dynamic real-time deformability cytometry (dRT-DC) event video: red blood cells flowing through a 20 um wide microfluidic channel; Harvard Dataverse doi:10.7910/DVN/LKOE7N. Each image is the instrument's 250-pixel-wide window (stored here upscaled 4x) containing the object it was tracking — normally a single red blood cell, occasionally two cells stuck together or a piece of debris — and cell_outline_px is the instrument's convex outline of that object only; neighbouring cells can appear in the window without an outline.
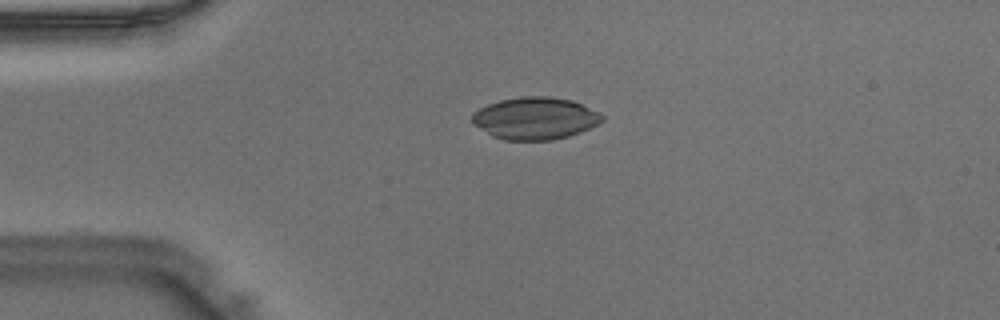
{"species": "Egyptian fruit bat (a non-hibernating species)", "species_latin": "Rousettus aegyptiacus", "temperature_condition": "warm", "stored_images_in_passage": 37, "camera_frame_rate_fps": 3000, "um_per_image_px": 0.085, "animal": {"sex": "male"}, "frame": {"image": 1, "passage_image": 2, "time_ms": 0.333, "image_size_px": [1000, 320], "cell_outline_px": [[604, 120], [600, 124], [580, 132], [568, 136], [552, 140], [504, 140], [492, 136], [472, 124], [472, 112], [488, 104], [500, 100], [520, 96], [548, 96], [572, 100], [604, 116]], "centroid_in_image_um": [45.46, 10.06], "position_along_channel_um": 39.5, "area_um2": 32.02}}
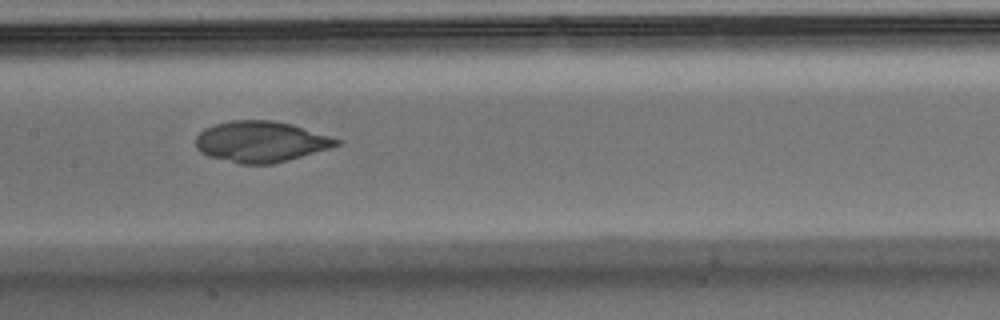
{"frame": {"image": 2, "passage_image": 14, "time_ms": 4.333, "image_size_px": [1000, 320], "cell_outline_px": [[340, 144], [332, 148], [288, 160], [272, 164], [240, 164], [208, 156], [200, 152], [196, 148], [196, 136], [204, 128], [216, 124], [232, 120], [272, 120], [292, 124], [340, 140]], "centroid_in_image_um": [22.15, 12.05], "position_along_channel_um": 185.3, "area_um2": 33.52}}
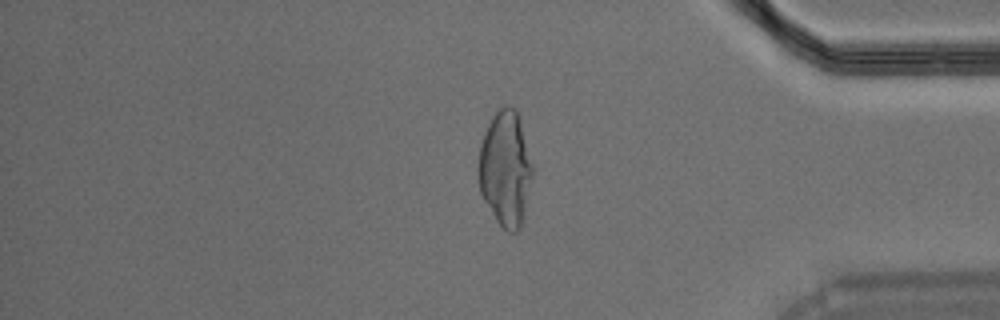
{"frame": {"image": 3, "passage_image": 30, "time_ms": 9.667, "image_size_px": [1000, 320], "cell_outline_px": [[536, 172], [524, 216], [520, 228], [516, 232], [508, 232], [496, 220], [484, 200], [480, 192], [476, 168], [476, 164], [480, 144], [484, 132], [492, 116], [500, 108], [508, 104], [516, 108], [536, 168]], "centroid_in_image_um": [42.99, 14.32], "position_along_channel_um": 392.2, "area_um2": 37.69}}